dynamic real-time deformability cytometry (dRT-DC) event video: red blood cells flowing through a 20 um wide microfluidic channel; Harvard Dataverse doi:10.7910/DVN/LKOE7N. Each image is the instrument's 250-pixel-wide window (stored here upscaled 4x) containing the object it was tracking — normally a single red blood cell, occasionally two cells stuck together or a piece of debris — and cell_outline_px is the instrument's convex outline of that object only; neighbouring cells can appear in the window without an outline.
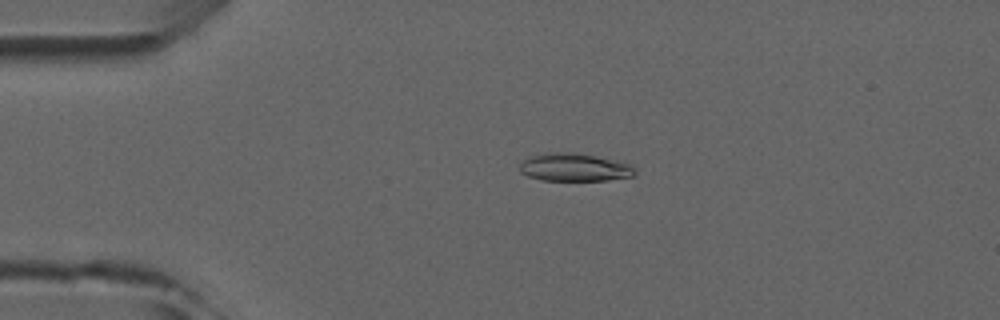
{"species": "common noctule bat (a hibernating species)", "species_latin": "Nyctalus noctula", "temperature_condition": "room temperature", "stored_images_in_passage": 4, "camera_frame_rate_fps": 3000, "um_per_image_px": 0.085, "animal": {"sex": "male", "forearm_length_mm": 52.5}, "frame": {"image": 1, "passage_image": 3, "time_ms": 3.333, "image_size_px": [1000, 320], "cell_outline_px": [[636, 172], [632, 176], [608, 180], [540, 180], [528, 176], [520, 172], [520, 164], [524, 160], [532, 156], [548, 152], [572, 152], [596, 156], [616, 160], [632, 164], [636, 168]], "centroid_in_image_um": [48.85, 14.22], "position_along_channel_um": 36.1, "area_um2": 18.79}}